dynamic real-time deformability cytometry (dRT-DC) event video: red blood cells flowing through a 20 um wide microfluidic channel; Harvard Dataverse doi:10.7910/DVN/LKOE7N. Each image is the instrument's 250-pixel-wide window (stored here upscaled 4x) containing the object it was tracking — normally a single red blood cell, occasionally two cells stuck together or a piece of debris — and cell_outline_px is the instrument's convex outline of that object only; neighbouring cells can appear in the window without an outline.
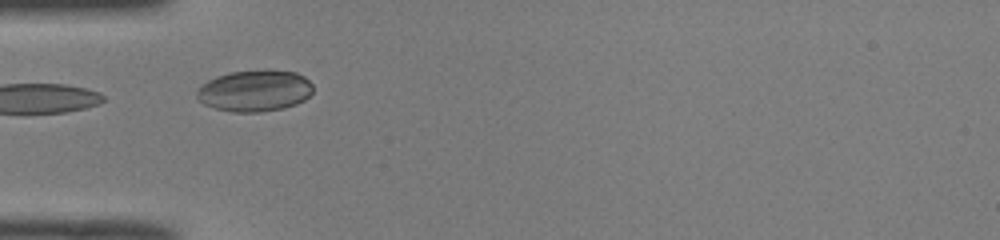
{"species": "common noctule bat (a hibernating species)", "species_latin": "Nyctalus noctula", "temperature_condition": "room temperature", "stored_images_in_passage": 3, "camera_frame_rate_fps": 3000, "um_per_image_px": 0.085, "animal": {"sex": "male", "body_mass_g": 19.0, "forearm_length_mm": 50.8}, "frame": {"image": 1, "passage_image": 1, "time_ms": 0.0, "image_size_px": [1000, 240], "cell_outline_px": [[312, 92], [304, 100], [296, 104], [284, 108], [260, 112], [232, 112], [216, 108], [204, 104], [196, 96], [196, 88], [200, 84], [216, 76], [232, 72], [296, 72], [304, 76], [312, 84]], "centroid_in_image_um": [21.62, 7.75], "position_along_channel_um": 63.4, "area_um2": 27.57}}